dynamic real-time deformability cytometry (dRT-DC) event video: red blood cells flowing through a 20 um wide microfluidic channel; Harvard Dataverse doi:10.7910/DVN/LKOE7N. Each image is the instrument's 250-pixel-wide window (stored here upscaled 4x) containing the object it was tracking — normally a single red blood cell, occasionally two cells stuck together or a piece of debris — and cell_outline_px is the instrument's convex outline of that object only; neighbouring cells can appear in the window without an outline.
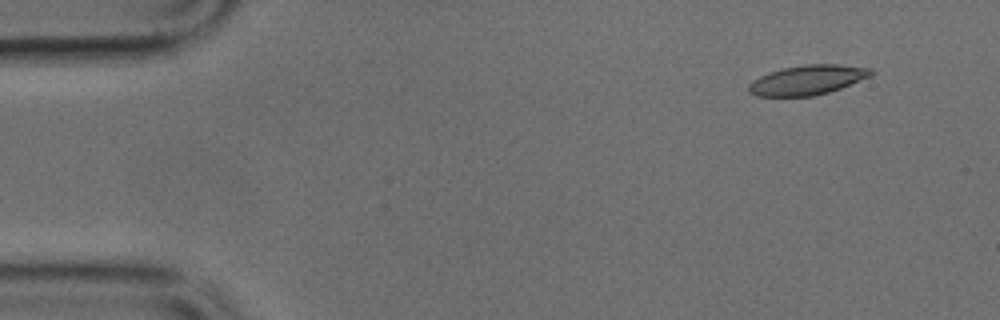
{"species": "common noctule bat (a hibernating species)", "species_latin": "Nyctalus noctula", "temperature_condition": "cold", "stored_images_in_passage": 46, "camera_frame_rate_fps": 3000, "um_per_image_px": 0.085, "animal": {"sex": "male", "body_mass_g": 17.9, "forearm_length_mm": 54.2}, "frame": {"image": 1, "passage_image": 1, "time_ms": 0.0, "image_size_px": [1000, 320], "cell_outline_px": [[876, 72], [872, 76], [840, 88], [828, 92], [812, 96], [756, 96], [748, 92], [748, 84], [752, 80], [760, 76], [784, 68], [804, 64], [840, 64], [872, 68]], "centroid_in_image_um": [68.67, 6.79], "position_along_channel_um": 16.3, "area_um2": 21.21}}
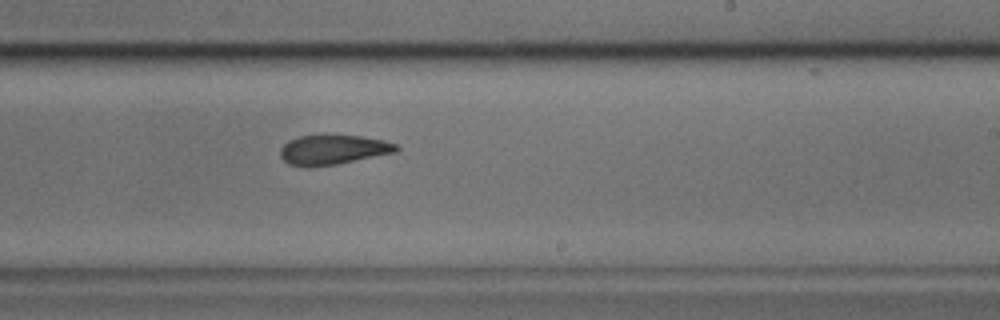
{"frame": {"image": 2, "passage_image": 26, "time_ms": 8.333, "image_size_px": [1000, 320], "cell_outline_px": [[400, 148], [396, 152], [336, 164], [288, 164], [280, 156], [280, 148], [288, 140], [300, 136], [328, 132], [360, 136], [384, 140], [400, 144]], "centroid_in_image_um": [28.36, 12.64], "position_along_channel_um": 260.6, "area_um2": 20.23}}
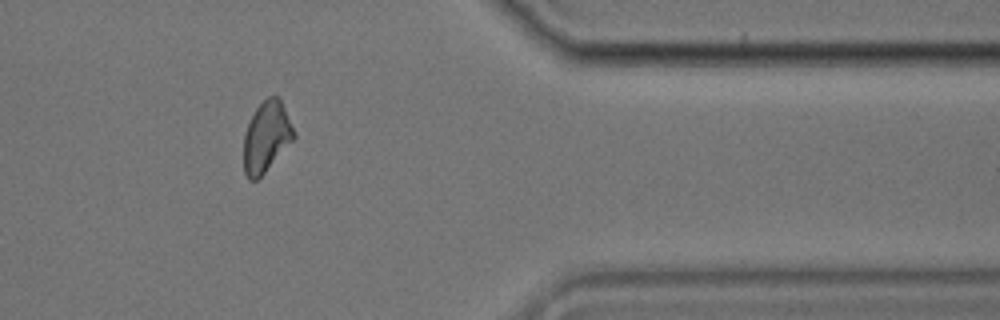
{"frame": {"image": 3, "passage_image": 37, "time_ms": 12.0, "image_size_px": [1000, 320], "cell_outline_px": [[296, 136], [264, 172], [256, 180], [248, 180], [244, 172], [244, 136], [248, 124], [256, 108], [268, 96], [276, 96], [280, 100], [284, 108]], "centroid_in_image_um": [22.62, 11.64], "position_along_channel_um": 388.8, "area_um2": 20.0}}